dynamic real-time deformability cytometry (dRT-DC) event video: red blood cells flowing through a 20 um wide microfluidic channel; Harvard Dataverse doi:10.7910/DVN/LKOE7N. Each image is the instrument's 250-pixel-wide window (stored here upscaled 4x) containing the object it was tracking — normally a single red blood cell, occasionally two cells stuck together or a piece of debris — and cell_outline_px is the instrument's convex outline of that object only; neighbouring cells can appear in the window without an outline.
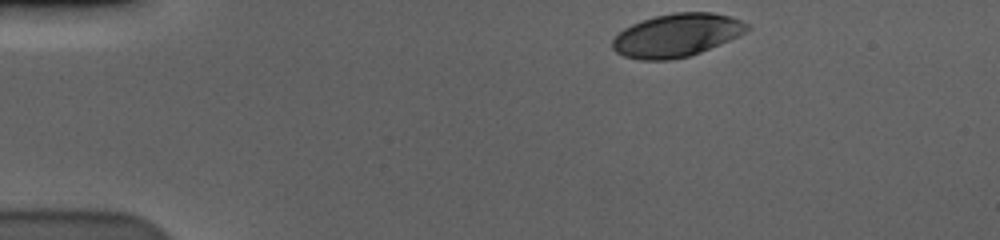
{"species": "human", "species_latin": "Homo sapiens", "temperature_condition": "cold", "stored_images_in_passage": 40, "camera_frame_rate_fps": 3000, "um_per_image_px": 0.085, "donor": {"sex": "male"}, "frame": {"image": 1, "passage_image": 1, "time_ms": 0.0, "image_size_px": [1000, 240], "cell_outline_px": [[748, 28], [744, 32], [728, 40], [700, 52], [688, 56], [668, 60], [640, 60], [624, 56], [616, 52], [612, 48], [612, 40], [624, 28], [632, 24], [656, 16], [676, 12], [712, 12], [728, 16], [740, 20], [748, 24]], "centroid_in_image_um": [57.47, 3.0], "position_along_channel_um": 27.5, "area_um2": 33.29}}
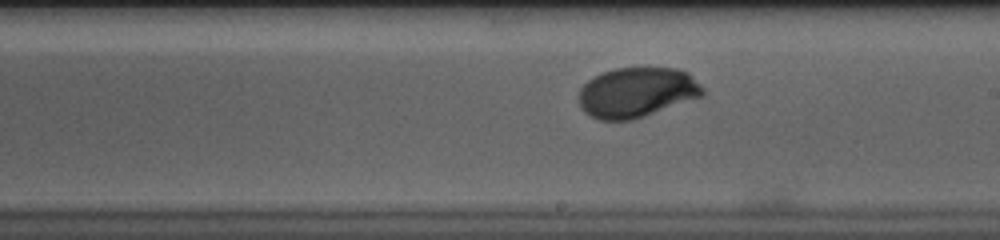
{"frame": {"image": 2, "passage_image": 25, "time_ms": 8.0, "image_size_px": [1000, 240], "cell_outline_px": [[704, 92], [700, 96], [644, 116], [632, 120], [600, 120], [584, 112], [580, 108], [580, 88], [588, 80], [604, 72], [616, 68], [676, 68], [688, 72], [704, 88]], "centroid_in_image_um": [54.11, 7.85], "position_along_channel_um": 234.9, "area_um2": 35.66}}
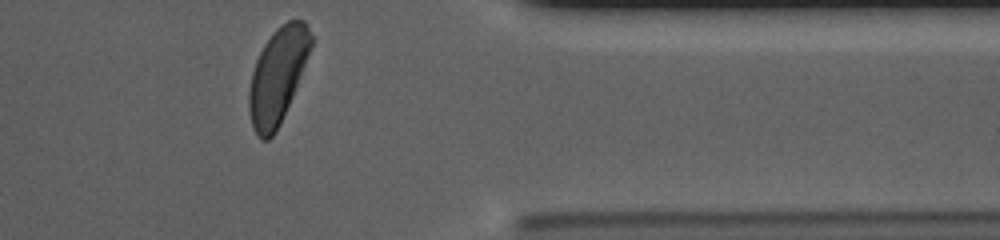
{"frame": {"image": 3, "passage_image": 39, "time_ms": 12.667, "image_size_px": [1000, 240], "cell_outline_px": [[312, 44], [300, 76], [292, 96], [280, 124], [276, 132], [268, 140], [260, 140], [256, 136], [252, 128], [248, 108], [248, 92], [252, 72], [256, 60], [264, 44], [272, 32], [276, 28], [288, 20], [304, 20], [312, 36]], "centroid_in_image_um": [23.56, 6.46], "position_along_channel_um": 387.8, "area_um2": 34.22}, "authors_computed_cell_mechanics": {"area_um2": 35.6048, "velocity_mm_per_s": 3.5578, "shape_relaxation_time_tau1_ms": 2.3917, "shape_relaxation_time_tau2_ms": null, "deformation_change_tau1": 0.1345, "deformation_change_tau2": null}}